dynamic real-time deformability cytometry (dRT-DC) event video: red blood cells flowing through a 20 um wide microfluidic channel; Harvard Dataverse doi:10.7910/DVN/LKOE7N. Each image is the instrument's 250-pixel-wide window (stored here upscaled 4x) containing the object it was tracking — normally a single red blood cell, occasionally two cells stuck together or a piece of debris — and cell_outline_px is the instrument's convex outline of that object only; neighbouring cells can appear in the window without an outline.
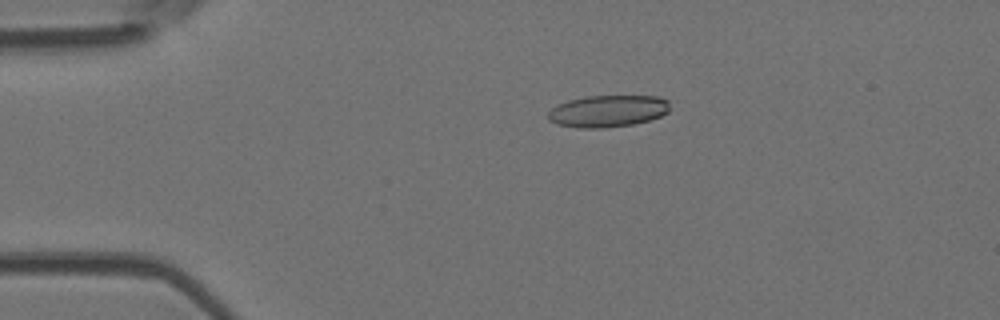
{"species": "Egyptian fruit bat (a non-hibernating species)", "species_latin": "Rousettus aegyptiacus", "temperature_condition": "room temperature", "stored_images_in_passage": 20, "camera_frame_rate_fps": 3000, "um_per_image_px": 0.085, "animal": {"sex": "female"}, "frame": {"image": 1, "passage_image": 11, "time_ms": 3.333, "image_size_px": [1000, 320], "cell_outline_px": [[668, 112], [660, 116], [648, 120], [632, 124], [604, 128], [580, 128], [556, 124], [548, 120], [548, 112], [556, 104], [568, 100], [588, 96], [656, 96], [668, 100]], "centroid_in_image_um": [51.62, 9.44], "position_along_channel_um": 33.4, "area_um2": 22.6}}
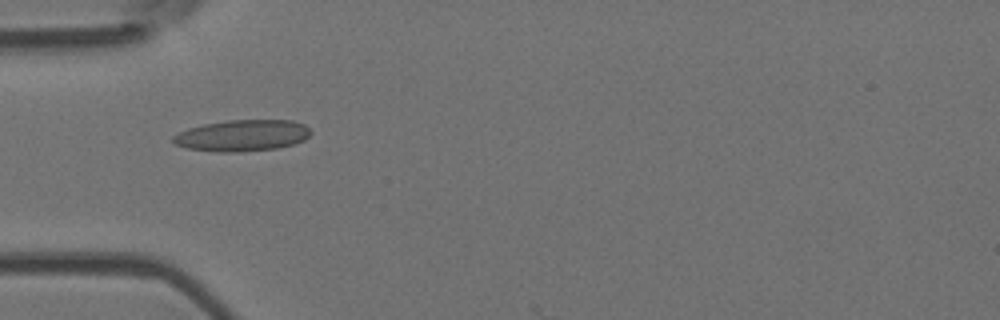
{"frame": {"image": 2, "passage_image": 17, "time_ms": 5.333, "image_size_px": [1000, 320], "cell_outline_px": [[312, 132], [304, 140], [296, 144], [276, 148], [236, 152], [220, 152], [188, 148], [172, 144], [172, 136], [188, 128], [204, 124], [228, 120], [292, 120], [304, 124]], "centroid_in_image_um": [20.59, 11.51], "position_along_channel_um": 64.4, "area_um2": 25.2}}